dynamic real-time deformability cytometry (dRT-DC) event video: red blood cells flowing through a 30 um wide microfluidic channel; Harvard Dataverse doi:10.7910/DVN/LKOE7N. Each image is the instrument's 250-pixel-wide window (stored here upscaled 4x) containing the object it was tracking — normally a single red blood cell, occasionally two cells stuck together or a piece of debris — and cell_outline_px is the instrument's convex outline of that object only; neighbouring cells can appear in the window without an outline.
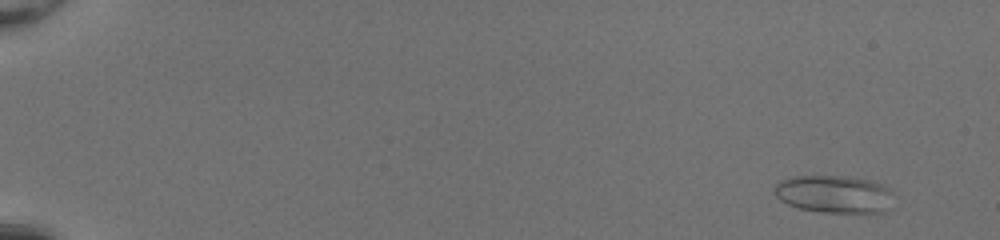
{"species": "common noctule bat (a hibernating species)", "species_latin": "Nyctalus noctula", "temperature_condition": "room temperature", "stored_images_in_passage": 52, "camera_frame_rate_fps": 3000, "um_per_image_px": 0.085, "animal": {"sex": "female", "body_mass_g": 20.0, "forearm_length_mm": 54.0}, "frame": {"image": 1, "passage_image": 4, "time_ms": 1.0, "image_size_px": [1000, 240], "cell_outline_px": [[892, 192], [884, 212], [820, 212], [800, 208], [788, 204], [780, 200], [772, 192], [776, 184], [780, 180], [792, 176], [852, 176], [884, 184]], "centroid_in_image_um": [70.83, 16.48], "position_along_channel_um": 14.2, "area_um2": 26.01}}
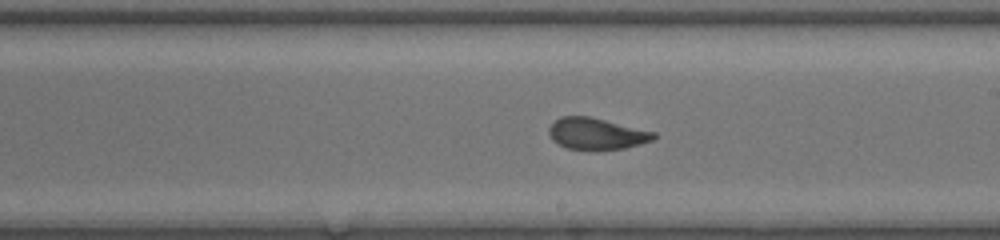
{"frame": {"image": 2, "passage_image": 33, "time_ms": 10.667, "image_size_px": [1000, 240], "cell_outline_px": [[656, 136], [652, 140], [640, 144], [624, 148], [568, 148], [552, 140], [548, 132], [548, 128], [560, 116], [588, 116], [656, 132]], "centroid_in_image_um": [50.7, 11.34], "position_along_channel_um": 238.3, "area_um2": 18.67}}
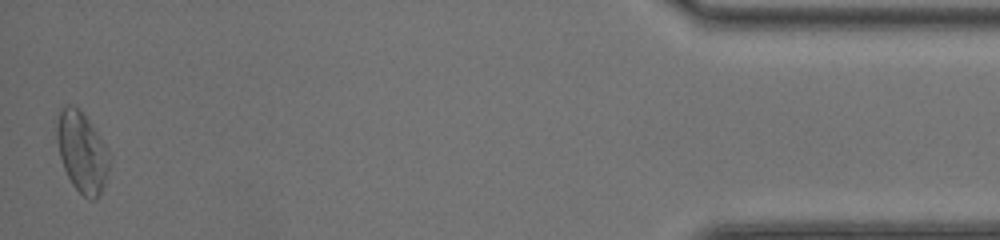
{"frame": {"image": 3, "passage_image": 52, "time_ms": 17.0, "image_size_px": [1000, 240], "cell_outline_px": [[108, 168], [104, 184], [96, 200], [88, 200], [72, 184], [64, 168], [60, 156], [56, 140], [56, 124], [60, 108], [64, 104], [72, 104], [92, 124], [108, 152]], "centroid_in_image_um": [6.92, 12.91], "position_along_channel_um": 428.3, "area_um2": 24.22}, "authors_computed_cell_mechanics": {"area_um2": 20.3745, "velocity_mm_per_s": 4.1613, "shape_relaxation_time_tau1_ms": null, "shape_relaxation_time_tau2_ms": 0.7874, "deformation_change_tau1": null, "deformation_change_tau2": 0.0741}}